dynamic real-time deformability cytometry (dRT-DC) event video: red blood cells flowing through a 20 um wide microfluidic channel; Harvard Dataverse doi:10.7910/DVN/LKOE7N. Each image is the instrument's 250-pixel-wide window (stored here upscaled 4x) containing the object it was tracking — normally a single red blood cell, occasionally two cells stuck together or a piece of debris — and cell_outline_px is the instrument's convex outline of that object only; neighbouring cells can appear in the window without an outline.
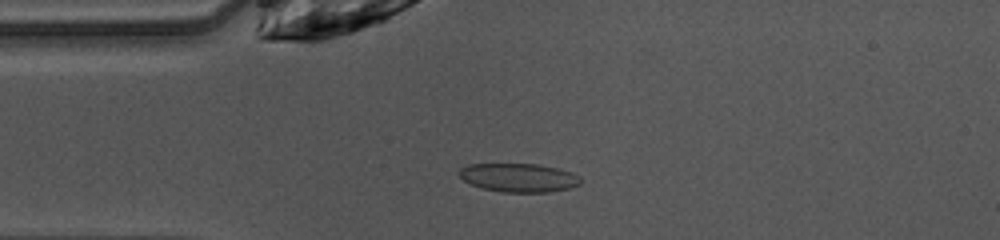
{"species": "common noctule bat (a hibernating species)", "species_latin": "Nyctalus noctula", "temperature_condition": "warm", "stored_images_in_passage": 46, "camera_frame_rate_fps": 3000, "um_per_image_px": 0.085, "animal": {"sex": "female", "body_mass_g": 10.0, "forearm_length_mm": 53.1}, "frame": {"image": 1, "passage_image": 9, "time_ms": 2.667, "image_size_px": [1000, 240], "cell_outline_px": [[580, 184], [568, 188], [548, 192], [504, 192], [484, 188], [472, 184], [464, 180], [456, 172], [460, 168], [468, 164], [536, 164], [556, 168], [572, 172], [580, 176]], "centroid_in_image_um": [44.08, 15.09], "position_along_channel_um": 40.9, "area_um2": 20.11}}
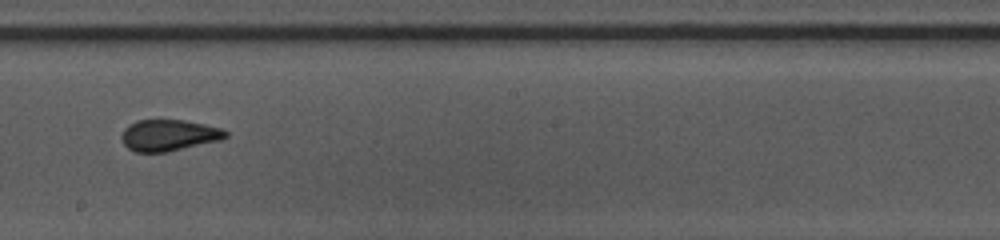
{"frame": {"image": 2, "passage_image": 24, "time_ms": 7.667, "image_size_px": [1000, 240], "cell_outline_px": [[228, 136], [220, 140], [168, 152], [136, 152], [128, 148], [124, 144], [120, 136], [124, 128], [128, 124], [136, 120], [184, 120], [204, 124], [220, 128], [228, 132]], "centroid_in_image_um": [14.32, 11.49], "position_along_channel_um": 233.9, "area_um2": 19.07}}
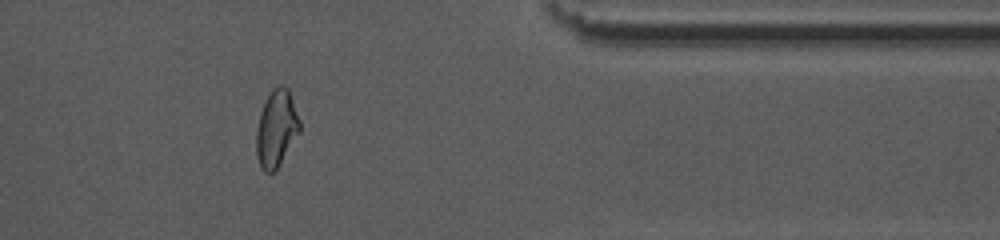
{"frame": {"image": 3, "passage_image": 37, "time_ms": 12.0, "image_size_px": [1000, 240], "cell_outline_px": [[300, 132], [276, 168], [272, 172], [264, 172], [260, 168], [256, 156], [256, 128], [260, 112], [272, 88], [276, 84], [284, 84], [288, 88], [300, 120]], "centroid_in_image_um": [23.48, 10.89], "position_along_channel_um": 387.9, "area_um2": 19.48}, "authors_computed_cell_mechanics": {"area_um2": 19.4497, "velocity_mm_per_s": 4.0771, "shape_relaxation_time_tau1_ms": null, "shape_relaxation_time_tau2_ms": 0.8822, "deformation_change_tau1": null, "deformation_change_tau2": 0.0504}}